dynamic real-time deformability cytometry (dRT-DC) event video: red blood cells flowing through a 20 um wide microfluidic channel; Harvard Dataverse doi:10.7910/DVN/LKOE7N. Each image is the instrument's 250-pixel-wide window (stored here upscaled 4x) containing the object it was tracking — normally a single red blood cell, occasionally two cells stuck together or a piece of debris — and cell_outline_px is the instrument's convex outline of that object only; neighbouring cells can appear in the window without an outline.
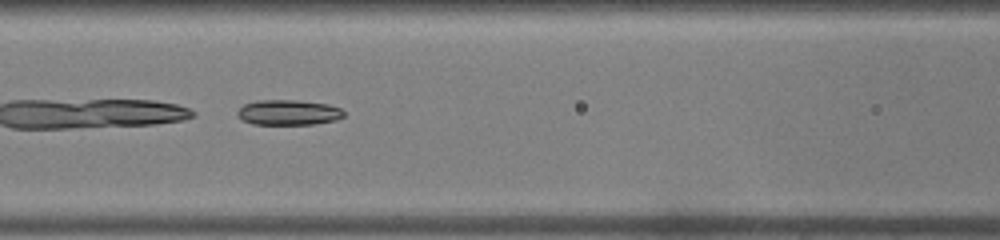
{"species": "common noctule bat (a hibernating species)", "species_latin": "Nyctalus noctula", "temperature_condition": "warm", "stored_images_in_passage": 45, "camera_frame_rate_fps": 3000, "um_per_image_px": 0.085, "animal": {"sex": "male", "body_mass_g": 19.0, "forearm_length_mm": 50.8}, "frame": {"image": 1, "passage_image": 20, "time_ms": 6.333, "image_size_px": [1000, 240], "cell_outline_px": [[344, 116], [336, 120], [316, 124], [252, 124], [244, 120], [236, 112], [244, 104], [256, 100], [296, 100], [328, 104], [340, 108], [344, 112]], "centroid_in_image_um": [24.54, 9.55], "position_along_channel_um": 142.1, "area_um2": 15.61}}
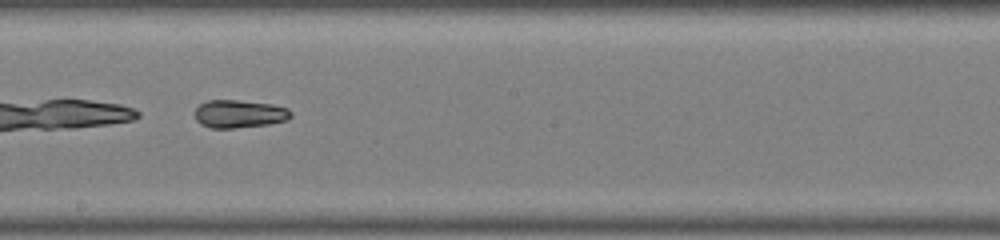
{"frame": {"image": 2, "passage_image": 26, "time_ms": 8.333, "image_size_px": [1000, 240], "cell_outline_px": [[292, 116], [288, 120], [268, 124], [232, 128], [212, 128], [200, 124], [196, 120], [196, 108], [200, 104], [208, 100], [236, 100], [272, 104], [288, 108], [292, 112]], "centroid_in_image_um": [20.36, 9.68], "position_along_channel_um": 227.8, "area_um2": 15.61}}
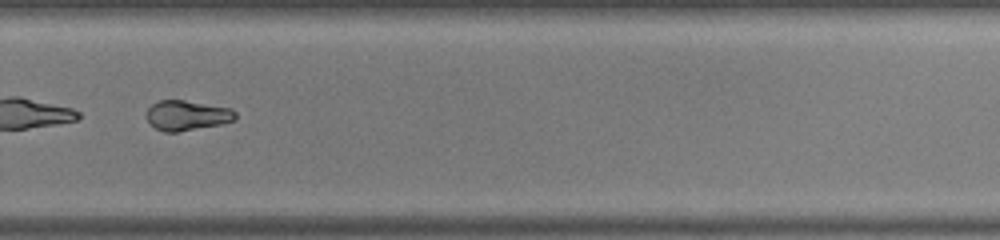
{"frame": {"image": 3, "passage_image": 32, "time_ms": 10.333, "image_size_px": [1000, 240], "cell_outline_px": [[236, 120], [220, 124], [176, 132], [164, 132], [156, 128], [148, 120], [148, 108], [152, 104], [160, 100], [184, 100], [232, 108], [236, 112]], "centroid_in_image_um": [15.93, 9.8], "position_along_channel_um": 313.9, "area_um2": 15.37}, "authors_computed_cell_mechanics": {"area_um2": 18.207, "velocity_mm_per_s": 4.3036, "shape_relaxation_time_tau1_ms": null, "shape_relaxation_time_tau2_ms": 3.324, "deformation_change_tau1": null, "deformation_change_tau2": 0.0971}}